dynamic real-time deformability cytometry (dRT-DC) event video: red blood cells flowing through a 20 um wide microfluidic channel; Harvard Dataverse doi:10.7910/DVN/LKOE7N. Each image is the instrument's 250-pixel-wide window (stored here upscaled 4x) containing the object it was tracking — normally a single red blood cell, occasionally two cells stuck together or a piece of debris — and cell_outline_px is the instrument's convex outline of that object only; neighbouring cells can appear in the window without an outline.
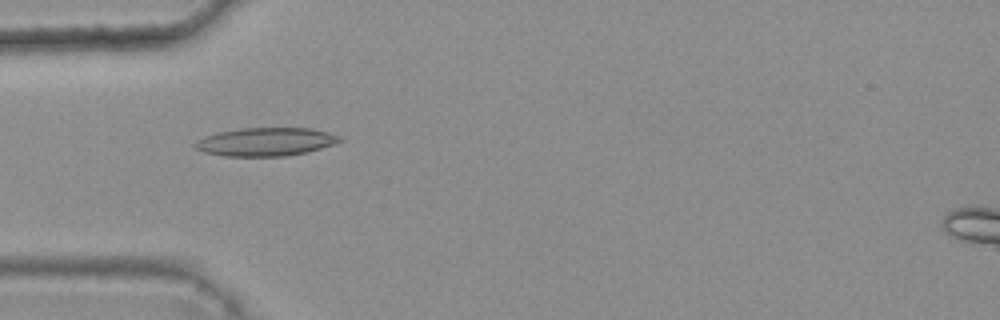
{"species": "common noctule bat (a hibernating species)", "species_latin": "Nyctalus noctula", "temperature_condition": "warm", "stored_images_in_passage": 7, "camera_frame_rate_fps": 3000, "um_per_image_px": 0.085, "animal": {"sex": "female", "body_mass_g": 25.1}, "frame": {"image": 1, "passage_image": 4, "time_ms": 1.0, "image_size_px": [1000, 320], "cell_outline_px": [[344, 140], [336, 144], [308, 152], [288, 156], [224, 156], [204, 152], [196, 148], [192, 144], [196, 140], [204, 136], [220, 132], [240, 128], [312, 128], [328, 132], [340, 136]], "centroid_in_image_um": [22.62, 12.05], "position_along_channel_um": 62.4, "area_um2": 24.1}}
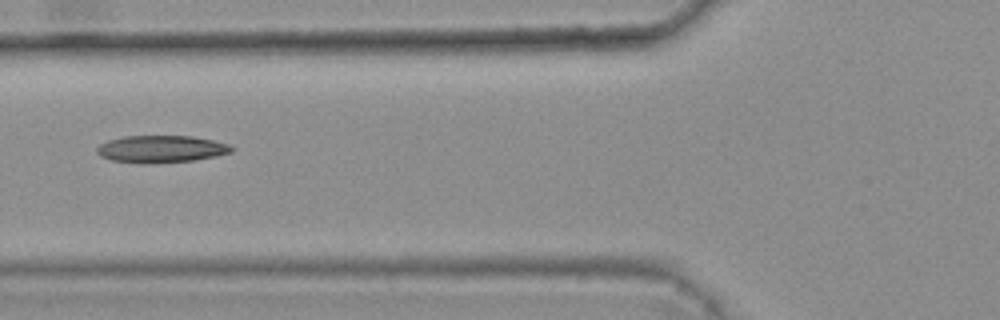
{"frame": {"image": 2, "passage_image": 5, "time_ms": 1.333, "image_size_px": [1000, 320], "cell_outline_px": [[236, 148], [232, 152], [216, 156], [192, 160], [152, 164], [140, 164], [112, 160], [100, 156], [96, 152], [96, 148], [100, 144], [108, 140], [124, 136], [192, 136], [212, 140], [228, 144]], "centroid_in_image_um": [13.68, 12.67], "position_along_channel_um": 112.1, "area_um2": 21.5}}
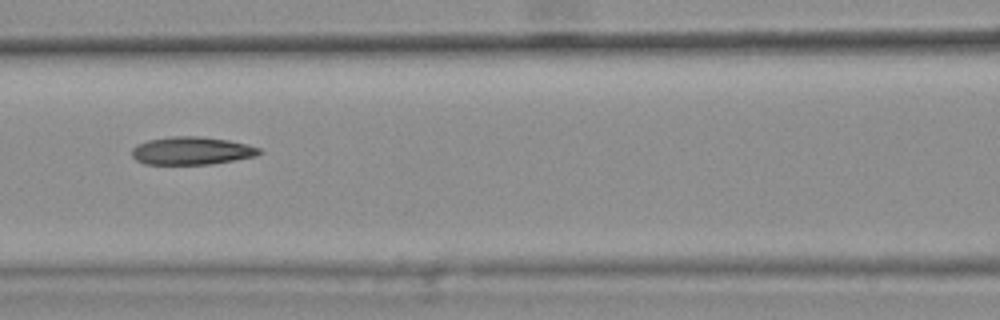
{"frame": {"image": 3, "passage_image": 6, "time_ms": 1.667, "image_size_px": [1000, 320], "cell_outline_px": [[264, 152], [256, 156], [212, 164], [144, 164], [136, 160], [132, 156], [132, 148], [136, 144], [148, 140], [172, 136], [200, 136], [228, 140], [248, 144], [260, 148]], "centroid_in_image_um": [16.3, 12.81], "position_along_channel_um": 150.3, "area_um2": 20.87}}